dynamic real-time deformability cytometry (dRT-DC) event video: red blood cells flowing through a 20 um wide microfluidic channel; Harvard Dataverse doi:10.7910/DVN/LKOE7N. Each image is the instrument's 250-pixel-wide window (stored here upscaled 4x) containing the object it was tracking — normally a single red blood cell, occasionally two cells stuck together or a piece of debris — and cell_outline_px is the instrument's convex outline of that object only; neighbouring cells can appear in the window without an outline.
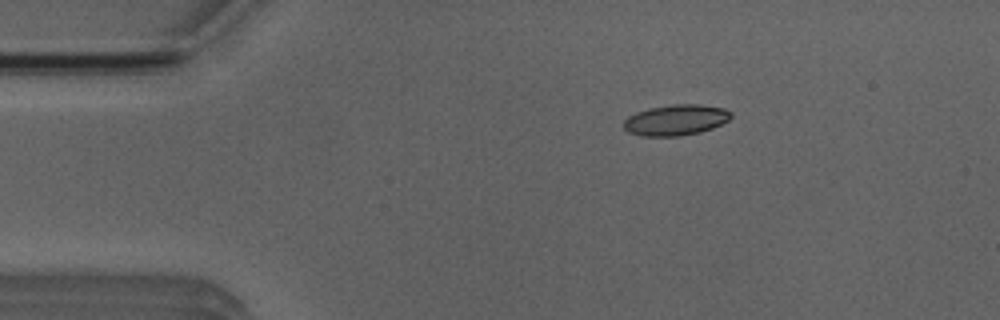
{"species": "Egyptian fruit bat (a non-hibernating species)", "species_latin": "Rousettus aegyptiacus", "temperature_condition": "room temperature", "stored_images_in_passage": 6, "camera_frame_rate_fps": 3000, "um_per_image_px": 0.085, "animal": {"sex": "male"}, "frame": {"image": 1, "passage_image": 2, "time_ms": 2.0, "image_size_px": [1000, 320], "cell_outline_px": [[732, 116], [728, 120], [712, 128], [700, 132], [680, 136], [640, 136], [628, 132], [624, 128], [624, 120], [628, 116], [636, 112], [648, 108], [672, 104], [700, 104], [724, 108], [732, 112]], "centroid_in_image_um": [57.43, 10.19], "position_along_channel_um": 27.6, "area_um2": 19.36}}